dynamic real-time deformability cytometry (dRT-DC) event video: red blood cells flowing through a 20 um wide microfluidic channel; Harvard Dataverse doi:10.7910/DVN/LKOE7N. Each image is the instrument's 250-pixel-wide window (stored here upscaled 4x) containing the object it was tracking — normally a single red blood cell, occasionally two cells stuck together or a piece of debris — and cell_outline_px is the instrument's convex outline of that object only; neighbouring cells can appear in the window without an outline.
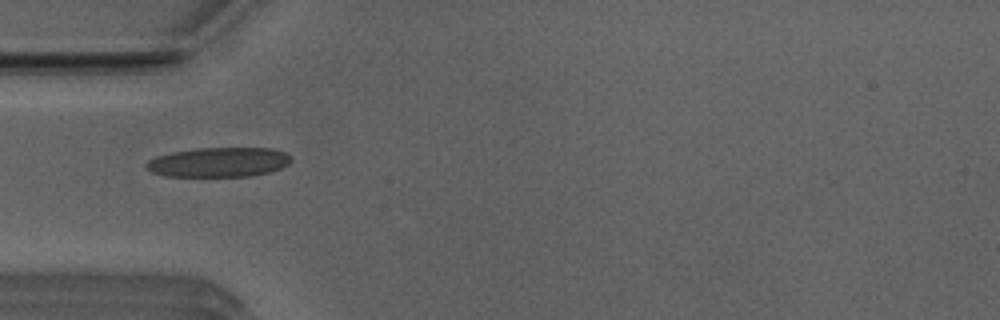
{"species": "Egyptian fruit bat (a non-hibernating species)", "species_latin": "Rousettus aegyptiacus", "temperature_condition": "room temperature", "stored_images_in_passage": 33, "camera_frame_rate_fps": 3000, "um_per_image_px": 0.085, "animal": {"sex": "male"}, "frame": {"image": 1, "passage_image": 3, "time_ms": 0.667, "image_size_px": [1000, 320], "cell_outline_px": [[292, 160], [288, 164], [280, 168], [268, 172], [252, 176], [168, 176], [152, 172], [144, 168], [144, 164], [148, 160], [156, 156], [172, 152], [196, 148], [272, 148], [284, 152]], "centroid_in_image_um": [18.55, 13.78], "position_along_channel_um": 66.4, "area_um2": 24.97}}
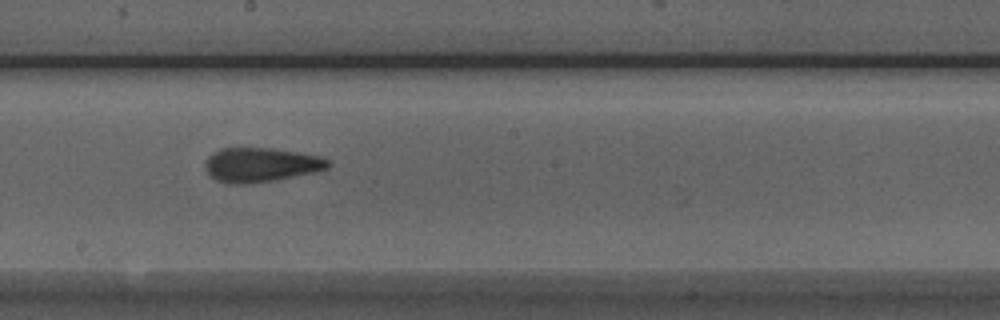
{"frame": {"image": 2, "passage_image": 15, "time_ms": 4.667, "image_size_px": [1000, 320], "cell_outline_px": [[332, 164], [328, 168], [312, 172], [272, 180], [240, 184], [228, 184], [216, 180], [204, 168], [204, 164], [208, 156], [212, 152], [220, 148], [272, 148], [320, 156], [328, 160]], "centroid_in_image_um": [22.13, 13.99], "position_along_channel_um": 226.1, "area_um2": 24.33}}
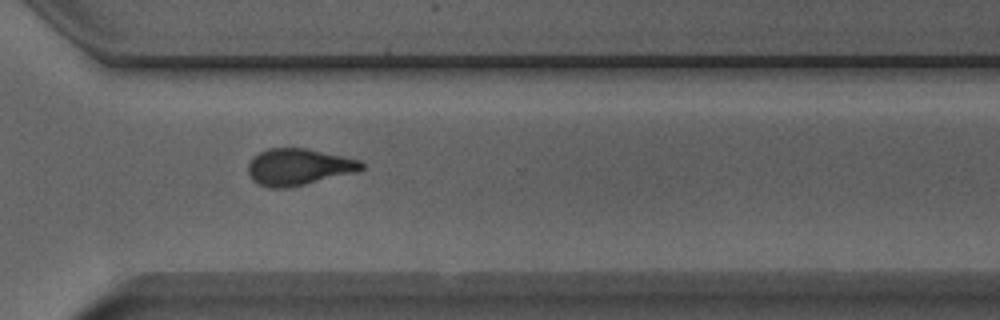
{"frame": {"image": 3, "passage_image": 24, "time_ms": 7.667, "image_size_px": [1000, 320], "cell_outline_px": [[364, 168], [356, 172], [288, 188], [268, 188], [252, 180], [248, 172], [248, 164], [252, 156], [268, 148], [308, 148], [360, 160], [364, 164]], "centroid_in_image_um": [25.36, 14.18], "position_along_channel_um": 345.2, "area_um2": 24.28}, "authors_computed_cell_mechanics": {"area_um2": 24.276, "velocity_mm_per_s": 3.9797, "shape_relaxation_time_tau1_ms": 5.2051, "shape_relaxation_time_tau2_ms": 1.6843, "deformation_change_tau1": 0.1694, "deformation_change_tau2": 0.1053}}